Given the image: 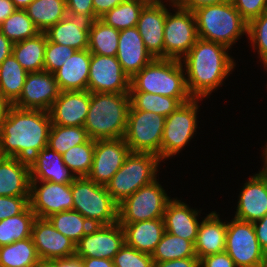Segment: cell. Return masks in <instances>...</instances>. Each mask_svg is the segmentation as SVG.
Instances as JSON below:
<instances>
[{
	"instance_id": "obj_14",
	"label": "cell",
	"mask_w": 267,
	"mask_h": 267,
	"mask_svg": "<svg viewBox=\"0 0 267 267\" xmlns=\"http://www.w3.org/2000/svg\"><path fill=\"white\" fill-rule=\"evenodd\" d=\"M29 206L39 218H48L58 212L73 210L72 183L31 181Z\"/></svg>"
},
{
	"instance_id": "obj_60",
	"label": "cell",
	"mask_w": 267,
	"mask_h": 267,
	"mask_svg": "<svg viewBox=\"0 0 267 267\" xmlns=\"http://www.w3.org/2000/svg\"><path fill=\"white\" fill-rule=\"evenodd\" d=\"M16 9L25 10L34 0H11Z\"/></svg>"
},
{
	"instance_id": "obj_36",
	"label": "cell",
	"mask_w": 267,
	"mask_h": 267,
	"mask_svg": "<svg viewBox=\"0 0 267 267\" xmlns=\"http://www.w3.org/2000/svg\"><path fill=\"white\" fill-rule=\"evenodd\" d=\"M53 227L76 244L94 226L75 210L52 214L47 218Z\"/></svg>"
},
{
	"instance_id": "obj_45",
	"label": "cell",
	"mask_w": 267,
	"mask_h": 267,
	"mask_svg": "<svg viewBox=\"0 0 267 267\" xmlns=\"http://www.w3.org/2000/svg\"><path fill=\"white\" fill-rule=\"evenodd\" d=\"M74 48L51 42L47 39L44 53V71L54 73L75 52Z\"/></svg>"
},
{
	"instance_id": "obj_20",
	"label": "cell",
	"mask_w": 267,
	"mask_h": 267,
	"mask_svg": "<svg viewBox=\"0 0 267 267\" xmlns=\"http://www.w3.org/2000/svg\"><path fill=\"white\" fill-rule=\"evenodd\" d=\"M90 106V92L60 91L50 110L52 124L83 127Z\"/></svg>"
},
{
	"instance_id": "obj_1",
	"label": "cell",
	"mask_w": 267,
	"mask_h": 267,
	"mask_svg": "<svg viewBox=\"0 0 267 267\" xmlns=\"http://www.w3.org/2000/svg\"><path fill=\"white\" fill-rule=\"evenodd\" d=\"M51 125L48 111L21 109L12 105L0 121L3 156L30 161L48 146Z\"/></svg>"
},
{
	"instance_id": "obj_27",
	"label": "cell",
	"mask_w": 267,
	"mask_h": 267,
	"mask_svg": "<svg viewBox=\"0 0 267 267\" xmlns=\"http://www.w3.org/2000/svg\"><path fill=\"white\" fill-rule=\"evenodd\" d=\"M120 225L124 231L125 244L151 255L165 233L163 218Z\"/></svg>"
},
{
	"instance_id": "obj_40",
	"label": "cell",
	"mask_w": 267,
	"mask_h": 267,
	"mask_svg": "<svg viewBox=\"0 0 267 267\" xmlns=\"http://www.w3.org/2000/svg\"><path fill=\"white\" fill-rule=\"evenodd\" d=\"M89 139L84 127L52 124L49 132L48 147L62 155L71 147L86 143Z\"/></svg>"
},
{
	"instance_id": "obj_61",
	"label": "cell",
	"mask_w": 267,
	"mask_h": 267,
	"mask_svg": "<svg viewBox=\"0 0 267 267\" xmlns=\"http://www.w3.org/2000/svg\"><path fill=\"white\" fill-rule=\"evenodd\" d=\"M260 174L266 179L267 181V160H264V166L260 171Z\"/></svg>"
},
{
	"instance_id": "obj_47",
	"label": "cell",
	"mask_w": 267,
	"mask_h": 267,
	"mask_svg": "<svg viewBox=\"0 0 267 267\" xmlns=\"http://www.w3.org/2000/svg\"><path fill=\"white\" fill-rule=\"evenodd\" d=\"M242 18L249 23L267 11V0H230Z\"/></svg>"
},
{
	"instance_id": "obj_25",
	"label": "cell",
	"mask_w": 267,
	"mask_h": 267,
	"mask_svg": "<svg viewBox=\"0 0 267 267\" xmlns=\"http://www.w3.org/2000/svg\"><path fill=\"white\" fill-rule=\"evenodd\" d=\"M91 53L88 49L76 50L57 71L54 77L60 91L87 90Z\"/></svg>"
},
{
	"instance_id": "obj_28",
	"label": "cell",
	"mask_w": 267,
	"mask_h": 267,
	"mask_svg": "<svg viewBox=\"0 0 267 267\" xmlns=\"http://www.w3.org/2000/svg\"><path fill=\"white\" fill-rule=\"evenodd\" d=\"M218 216L216 211H212L200 222L194 243L199 260L225 251L227 223L222 222Z\"/></svg>"
},
{
	"instance_id": "obj_53",
	"label": "cell",
	"mask_w": 267,
	"mask_h": 267,
	"mask_svg": "<svg viewBox=\"0 0 267 267\" xmlns=\"http://www.w3.org/2000/svg\"><path fill=\"white\" fill-rule=\"evenodd\" d=\"M125 1L127 0H93L94 13L98 18H100L106 12Z\"/></svg>"
},
{
	"instance_id": "obj_17",
	"label": "cell",
	"mask_w": 267,
	"mask_h": 267,
	"mask_svg": "<svg viewBox=\"0 0 267 267\" xmlns=\"http://www.w3.org/2000/svg\"><path fill=\"white\" fill-rule=\"evenodd\" d=\"M60 89L53 73H28L19 99L13 104L21 109L49 111L58 98Z\"/></svg>"
},
{
	"instance_id": "obj_13",
	"label": "cell",
	"mask_w": 267,
	"mask_h": 267,
	"mask_svg": "<svg viewBox=\"0 0 267 267\" xmlns=\"http://www.w3.org/2000/svg\"><path fill=\"white\" fill-rule=\"evenodd\" d=\"M87 90L91 93H129L130 78L116 56L91 54Z\"/></svg>"
},
{
	"instance_id": "obj_35",
	"label": "cell",
	"mask_w": 267,
	"mask_h": 267,
	"mask_svg": "<svg viewBox=\"0 0 267 267\" xmlns=\"http://www.w3.org/2000/svg\"><path fill=\"white\" fill-rule=\"evenodd\" d=\"M35 213L28 206L21 214L0 221V246L31 237Z\"/></svg>"
},
{
	"instance_id": "obj_64",
	"label": "cell",
	"mask_w": 267,
	"mask_h": 267,
	"mask_svg": "<svg viewBox=\"0 0 267 267\" xmlns=\"http://www.w3.org/2000/svg\"><path fill=\"white\" fill-rule=\"evenodd\" d=\"M3 154H2V151H1V142H0V160L3 158Z\"/></svg>"
},
{
	"instance_id": "obj_7",
	"label": "cell",
	"mask_w": 267,
	"mask_h": 267,
	"mask_svg": "<svg viewBox=\"0 0 267 267\" xmlns=\"http://www.w3.org/2000/svg\"><path fill=\"white\" fill-rule=\"evenodd\" d=\"M73 210L79 212L94 226L118 222V204L105 185L87 177H77L72 182Z\"/></svg>"
},
{
	"instance_id": "obj_23",
	"label": "cell",
	"mask_w": 267,
	"mask_h": 267,
	"mask_svg": "<svg viewBox=\"0 0 267 267\" xmlns=\"http://www.w3.org/2000/svg\"><path fill=\"white\" fill-rule=\"evenodd\" d=\"M31 181H50L54 183H72L77 177L64 164L62 155L46 146L30 161Z\"/></svg>"
},
{
	"instance_id": "obj_15",
	"label": "cell",
	"mask_w": 267,
	"mask_h": 267,
	"mask_svg": "<svg viewBox=\"0 0 267 267\" xmlns=\"http://www.w3.org/2000/svg\"><path fill=\"white\" fill-rule=\"evenodd\" d=\"M124 231L116 222L93 226L77 243L75 255L79 258H105L113 260L124 245Z\"/></svg>"
},
{
	"instance_id": "obj_52",
	"label": "cell",
	"mask_w": 267,
	"mask_h": 267,
	"mask_svg": "<svg viewBox=\"0 0 267 267\" xmlns=\"http://www.w3.org/2000/svg\"><path fill=\"white\" fill-rule=\"evenodd\" d=\"M229 1L230 0H176L175 5L187 10L194 11L197 8L205 5H213Z\"/></svg>"
},
{
	"instance_id": "obj_44",
	"label": "cell",
	"mask_w": 267,
	"mask_h": 267,
	"mask_svg": "<svg viewBox=\"0 0 267 267\" xmlns=\"http://www.w3.org/2000/svg\"><path fill=\"white\" fill-rule=\"evenodd\" d=\"M114 267H153L152 255L124 245L113 258Z\"/></svg>"
},
{
	"instance_id": "obj_8",
	"label": "cell",
	"mask_w": 267,
	"mask_h": 267,
	"mask_svg": "<svg viewBox=\"0 0 267 267\" xmlns=\"http://www.w3.org/2000/svg\"><path fill=\"white\" fill-rule=\"evenodd\" d=\"M170 200L156 179L142 186L118 205V223L128 224L163 218Z\"/></svg>"
},
{
	"instance_id": "obj_34",
	"label": "cell",
	"mask_w": 267,
	"mask_h": 267,
	"mask_svg": "<svg viewBox=\"0 0 267 267\" xmlns=\"http://www.w3.org/2000/svg\"><path fill=\"white\" fill-rule=\"evenodd\" d=\"M39 259L32 237L0 246V267H35Z\"/></svg>"
},
{
	"instance_id": "obj_50",
	"label": "cell",
	"mask_w": 267,
	"mask_h": 267,
	"mask_svg": "<svg viewBox=\"0 0 267 267\" xmlns=\"http://www.w3.org/2000/svg\"><path fill=\"white\" fill-rule=\"evenodd\" d=\"M253 225L260 247L267 254V214L253 222Z\"/></svg>"
},
{
	"instance_id": "obj_55",
	"label": "cell",
	"mask_w": 267,
	"mask_h": 267,
	"mask_svg": "<svg viewBox=\"0 0 267 267\" xmlns=\"http://www.w3.org/2000/svg\"><path fill=\"white\" fill-rule=\"evenodd\" d=\"M83 267H114L113 260L105 258H81Z\"/></svg>"
},
{
	"instance_id": "obj_51",
	"label": "cell",
	"mask_w": 267,
	"mask_h": 267,
	"mask_svg": "<svg viewBox=\"0 0 267 267\" xmlns=\"http://www.w3.org/2000/svg\"><path fill=\"white\" fill-rule=\"evenodd\" d=\"M153 267H199V258L189 257L163 262H154Z\"/></svg>"
},
{
	"instance_id": "obj_62",
	"label": "cell",
	"mask_w": 267,
	"mask_h": 267,
	"mask_svg": "<svg viewBox=\"0 0 267 267\" xmlns=\"http://www.w3.org/2000/svg\"><path fill=\"white\" fill-rule=\"evenodd\" d=\"M142 1L146 2L147 4H149V3H162V0H142ZM169 1H170L169 3H172L171 6H174L176 0H169Z\"/></svg>"
},
{
	"instance_id": "obj_46",
	"label": "cell",
	"mask_w": 267,
	"mask_h": 267,
	"mask_svg": "<svg viewBox=\"0 0 267 267\" xmlns=\"http://www.w3.org/2000/svg\"><path fill=\"white\" fill-rule=\"evenodd\" d=\"M29 206V196H0V221L21 214Z\"/></svg>"
},
{
	"instance_id": "obj_33",
	"label": "cell",
	"mask_w": 267,
	"mask_h": 267,
	"mask_svg": "<svg viewBox=\"0 0 267 267\" xmlns=\"http://www.w3.org/2000/svg\"><path fill=\"white\" fill-rule=\"evenodd\" d=\"M119 34V30L106 25L100 19L93 20L89 26V52L102 56H116Z\"/></svg>"
},
{
	"instance_id": "obj_31",
	"label": "cell",
	"mask_w": 267,
	"mask_h": 267,
	"mask_svg": "<svg viewBox=\"0 0 267 267\" xmlns=\"http://www.w3.org/2000/svg\"><path fill=\"white\" fill-rule=\"evenodd\" d=\"M25 10L40 32L68 15L66 0H34Z\"/></svg>"
},
{
	"instance_id": "obj_39",
	"label": "cell",
	"mask_w": 267,
	"mask_h": 267,
	"mask_svg": "<svg viewBox=\"0 0 267 267\" xmlns=\"http://www.w3.org/2000/svg\"><path fill=\"white\" fill-rule=\"evenodd\" d=\"M147 3L142 0H127L120 3L99 19L119 31L135 27L140 13Z\"/></svg>"
},
{
	"instance_id": "obj_11",
	"label": "cell",
	"mask_w": 267,
	"mask_h": 267,
	"mask_svg": "<svg viewBox=\"0 0 267 267\" xmlns=\"http://www.w3.org/2000/svg\"><path fill=\"white\" fill-rule=\"evenodd\" d=\"M192 98L165 118L161 142V160L178 154L189 143L197 128L198 101Z\"/></svg>"
},
{
	"instance_id": "obj_41",
	"label": "cell",
	"mask_w": 267,
	"mask_h": 267,
	"mask_svg": "<svg viewBox=\"0 0 267 267\" xmlns=\"http://www.w3.org/2000/svg\"><path fill=\"white\" fill-rule=\"evenodd\" d=\"M0 31L14 44L41 33L26 10L17 9L1 25Z\"/></svg>"
},
{
	"instance_id": "obj_19",
	"label": "cell",
	"mask_w": 267,
	"mask_h": 267,
	"mask_svg": "<svg viewBox=\"0 0 267 267\" xmlns=\"http://www.w3.org/2000/svg\"><path fill=\"white\" fill-rule=\"evenodd\" d=\"M167 8L162 3H149L142 9L136 28L146 50L153 58H164V26Z\"/></svg>"
},
{
	"instance_id": "obj_5",
	"label": "cell",
	"mask_w": 267,
	"mask_h": 267,
	"mask_svg": "<svg viewBox=\"0 0 267 267\" xmlns=\"http://www.w3.org/2000/svg\"><path fill=\"white\" fill-rule=\"evenodd\" d=\"M200 39L231 48L239 37L247 35L248 23L229 2L205 5L193 11Z\"/></svg>"
},
{
	"instance_id": "obj_42",
	"label": "cell",
	"mask_w": 267,
	"mask_h": 267,
	"mask_svg": "<svg viewBox=\"0 0 267 267\" xmlns=\"http://www.w3.org/2000/svg\"><path fill=\"white\" fill-rule=\"evenodd\" d=\"M94 149L95 140L89 139L63 153V162L76 177H87L92 167Z\"/></svg>"
},
{
	"instance_id": "obj_2",
	"label": "cell",
	"mask_w": 267,
	"mask_h": 267,
	"mask_svg": "<svg viewBox=\"0 0 267 267\" xmlns=\"http://www.w3.org/2000/svg\"><path fill=\"white\" fill-rule=\"evenodd\" d=\"M228 49L223 44L199 38L181 59L187 72V89L193 98L207 97L230 75L235 64Z\"/></svg>"
},
{
	"instance_id": "obj_6",
	"label": "cell",
	"mask_w": 267,
	"mask_h": 267,
	"mask_svg": "<svg viewBox=\"0 0 267 267\" xmlns=\"http://www.w3.org/2000/svg\"><path fill=\"white\" fill-rule=\"evenodd\" d=\"M160 162L156 154L130 152L121 168L105 185L113 200L119 205L142 186L156 180Z\"/></svg>"
},
{
	"instance_id": "obj_18",
	"label": "cell",
	"mask_w": 267,
	"mask_h": 267,
	"mask_svg": "<svg viewBox=\"0 0 267 267\" xmlns=\"http://www.w3.org/2000/svg\"><path fill=\"white\" fill-rule=\"evenodd\" d=\"M31 237L40 259L57 260L75 255L74 241L57 231L47 218H35Z\"/></svg>"
},
{
	"instance_id": "obj_32",
	"label": "cell",
	"mask_w": 267,
	"mask_h": 267,
	"mask_svg": "<svg viewBox=\"0 0 267 267\" xmlns=\"http://www.w3.org/2000/svg\"><path fill=\"white\" fill-rule=\"evenodd\" d=\"M27 75L13 54L0 64V92L11 105L19 99Z\"/></svg>"
},
{
	"instance_id": "obj_29",
	"label": "cell",
	"mask_w": 267,
	"mask_h": 267,
	"mask_svg": "<svg viewBox=\"0 0 267 267\" xmlns=\"http://www.w3.org/2000/svg\"><path fill=\"white\" fill-rule=\"evenodd\" d=\"M90 22L83 18L66 16L44 33L49 41L65 45L75 50H86L89 44Z\"/></svg>"
},
{
	"instance_id": "obj_12",
	"label": "cell",
	"mask_w": 267,
	"mask_h": 267,
	"mask_svg": "<svg viewBox=\"0 0 267 267\" xmlns=\"http://www.w3.org/2000/svg\"><path fill=\"white\" fill-rule=\"evenodd\" d=\"M175 14L167 9L164 26V58L181 60L199 39L193 11L174 4Z\"/></svg>"
},
{
	"instance_id": "obj_49",
	"label": "cell",
	"mask_w": 267,
	"mask_h": 267,
	"mask_svg": "<svg viewBox=\"0 0 267 267\" xmlns=\"http://www.w3.org/2000/svg\"><path fill=\"white\" fill-rule=\"evenodd\" d=\"M199 267H236L233 259L226 253H217L199 260Z\"/></svg>"
},
{
	"instance_id": "obj_58",
	"label": "cell",
	"mask_w": 267,
	"mask_h": 267,
	"mask_svg": "<svg viewBox=\"0 0 267 267\" xmlns=\"http://www.w3.org/2000/svg\"><path fill=\"white\" fill-rule=\"evenodd\" d=\"M11 106V103L0 92V121L6 115Z\"/></svg>"
},
{
	"instance_id": "obj_22",
	"label": "cell",
	"mask_w": 267,
	"mask_h": 267,
	"mask_svg": "<svg viewBox=\"0 0 267 267\" xmlns=\"http://www.w3.org/2000/svg\"><path fill=\"white\" fill-rule=\"evenodd\" d=\"M116 57L130 79L154 59L136 26L120 31Z\"/></svg>"
},
{
	"instance_id": "obj_26",
	"label": "cell",
	"mask_w": 267,
	"mask_h": 267,
	"mask_svg": "<svg viewBox=\"0 0 267 267\" xmlns=\"http://www.w3.org/2000/svg\"><path fill=\"white\" fill-rule=\"evenodd\" d=\"M198 212L190 209L181 200L171 199L163 216L165 231L195 243L200 225L197 220Z\"/></svg>"
},
{
	"instance_id": "obj_16",
	"label": "cell",
	"mask_w": 267,
	"mask_h": 267,
	"mask_svg": "<svg viewBox=\"0 0 267 267\" xmlns=\"http://www.w3.org/2000/svg\"><path fill=\"white\" fill-rule=\"evenodd\" d=\"M130 152L124 138L95 140L92 167L87 178L97 184L106 185Z\"/></svg>"
},
{
	"instance_id": "obj_24",
	"label": "cell",
	"mask_w": 267,
	"mask_h": 267,
	"mask_svg": "<svg viewBox=\"0 0 267 267\" xmlns=\"http://www.w3.org/2000/svg\"><path fill=\"white\" fill-rule=\"evenodd\" d=\"M30 186L29 161L14 157L0 160V196H29Z\"/></svg>"
},
{
	"instance_id": "obj_43",
	"label": "cell",
	"mask_w": 267,
	"mask_h": 267,
	"mask_svg": "<svg viewBox=\"0 0 267 267\" xmlns=\"http://www.w3.org/2000/svg\"><path fill=\"white\" fill-rule=\"evenodd\" d=\"M247 36L267 70V11L248 23Z\"/></svg>"
},
{
	"instance_id": "obj_63",
	"label": "cell",
	"mask_w": 267,
	"mask_h": 267,
	"mask_svg": "<svg viewBox=\"0 0 267 267\" xmlns=\"http://www.w3.org/2000/svg\"><path fill=\"white\" fill-rule=\"evenodd\" d=\"M263 155H264V160H267V145L265 147Z\"/></svg>"
},
{
	"instance_id": "obj_37",
	"label": "cell",
	"mask_w": 267,
	"mask_h": 267,
	"mask_svg": "<svg viewBox=\"0 0 267 267\" xmlns=\"http://www.w3.org/2000/svg\"><path fill=\"white\" fill-rule=\"evenodd\" d=\"M197 257L194 243L165 231L161 241L152 253L153 262Z\"/></svg>"
},
{
	"instance_id": "obj_38",
	"label": "cell",
	"mask_w": 267,
	"mask_h": 267,
	"mask_svg": "<svg viewBox=\"0 0 267 267\" xmlns=\"http://www.w3.org/2000/svg\"><path fill=\"white\" fill-rule=\"evenodd\" d=\"M129 96V110L149 111L164 117H168L182 104L177 98L147 92H129Z\"/></svg>"
},
{
	"instance_id": "obj_9",
	"label": "cell",
	"mask_w": 267,
	"mask_h": 267,
	"mask_svg": "<svg viewBox=\"0 0 267 267\" xmlns=\"http://www.w3.org/2000/svg\"><path fill=\"white\" fill-rule=\"evenodd\" d=\"M164 116L142 110H129L124 140L131 152L153 153L161 160Z\"/></svg>"
},
{
	"instance_id": "obj_3",
	"label": "cell",
	"mask_w": 267,
	"mask_h": 267,
	"mask_svg": "<svg viewBox=\"0 0 267 267\" xmlns=\"http://www.w3.org/2000/svg\"><path fill=\"white\" fill-rule=\"evenodd\" d=\"M129 93H91L84 128L90 139L123 138L128 111Z\"/></svg>"
},
{
	"instance_id": "obj_4",
	"label": "cell",
	"mask_w": 267,
	"mask_h": 267,
	"mask_svg": "<svg viewBox=\"0 0 267 267\" xmlns=\"http://www.w3.org/2000/svg\"><path fill=\"white\" fill-rule=\"evenodd\" d=\"M181 60L154 58L130 79L129 92H147L177 98L182 104L193 97L186 85Z\"/></svg>"
},
{
	"instance_id": "obj_48",
	"label": "cell",
	"mask_w": 267,
	"mask_h": 267,
	"mask_svg": "<svg viewBox=\"0 0 267 267\" xmlns=\"http://www.w3.org/2000/svg\"><path fill=\"white\" fill-rule=\"evenodd\" d=\"M68 16L83 18L88 22L99 19L93 8V0H66Z\"/></svg>"
},
{
	"instance_id": "obj_21",
	"label": "cell",
	"mask_w": 267,
	"mask_h": 267,
	"mask_svg": "<svg viewBox=\"0 0 267 267\" xmlns=\"http://www.w3.org/2000/svg\"><path fill=\"white\" fill-rule=\"evenodd\" d=\"M236 210L234 218L252 223L267 214V181L260 172L244 184Z\"/></svg>"
},
{
	"instance_id": "obj_10",
	"label": "cell",
	"mask_w": 267,
	"mask_h": 267,
	"mask_svg": "<svg viewBox=\"0 0 267 267\" xmlns=\"http://www.w3.org/2000/svg\"><path fill=\"white\" fill-rule=\"evenodd\" d=\"M225 251L236 267H266V253L260 247L252 222L233 218L227 223Z\"/></svg>"
},
{
	"instance_id": "obj_59",
	"label": "cell",
	"mask_w": 267,
	"mask_h": 267,
	"mask_svg": "<svg viewBox=\"0 0 267 267\" xmlns=\"http://www.w3.org/2000/svg\"><path fill=\"white\" fill-rule=\"evenodd\" d=\"M35 267H59V259H39Z\"/></svg>"
},
{
	"instance_id": "obj_30",
	"label": "cell",
	"mask_w": 267,
	"mask_h": 267,
	"mask_svg": "<svg viewBox=\"0 0 267 267\" xmlns=\"http://www.w3.org/2000/svg\"><path fill=\"white\" fill-rule=\"evenodd\" d=\"M46 42V34L41 32L33 38L14 43L12 54L28 73L44 71Z\"/></svg>"
},
{
	"instance_id": "obj_54",
	"label": "cell",
	"mask_w": 267,
	"mask_h": 267,
	"mask_svg": "<svg viewBox=\"0 0 267 267\" xmlns=\"http://www.w3.org/2000/svg\"><path fill=\"white\" fill-rule=\"evenodd\" d=\"M13 43L0 31V64L12 54Z\"/></svg>"
},
{
	"instance_id": "obj_56",
	"label": "cell",
	"mask_w": 267,
	"mask_h": 267,
	"mask_svg": "<svg viewBox=\"0 0 267 267\" xmlns=\"http://www.w3.org/2000/svg\"><path fill=\"white\" fill-rule=\"evenodd\" d=\"M16 10L11 0H0V25Z\"/></svg>"
},
{
	"instance_id": "obj_57",
	"label": "cell",
	"mask_w": 267,
	"mask_h": 267,
	"mask_svg": "<svg viewBox=\"0 0 267 267\" xmlns=\"http://www.w3.org/2000/svg\"><path fill=\"white\" fill-rule=\"evenodd\" d=\"M59 267H83L82 259L76 255L59 259Z\"/></svg>"
}]
</instances>
